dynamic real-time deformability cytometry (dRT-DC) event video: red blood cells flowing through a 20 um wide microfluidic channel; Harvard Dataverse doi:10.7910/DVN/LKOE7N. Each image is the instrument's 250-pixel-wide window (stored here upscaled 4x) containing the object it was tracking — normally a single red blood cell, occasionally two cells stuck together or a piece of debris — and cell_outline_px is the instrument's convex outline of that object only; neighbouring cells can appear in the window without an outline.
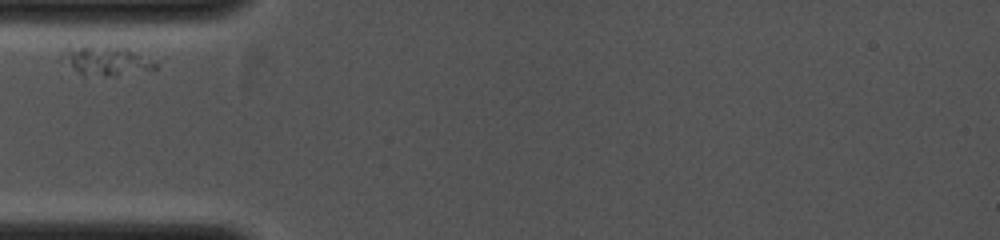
{"species": "common noctule bat (a hibernating species)", "species_latin": "Nyctalus noctula", "temperature_condition": "cold", "stored_images_in_passage": 2, "camera_frame_rate_fps": 4000, "um_per_image_px": 0.085, "animal": {"sex": "female", "body_mass_g": 19.0, "forearm_length_mm": 53.3}, "frame": {"image": 1, "passage_image": 1, "time_ms": 0.0, "image_size_px": [1000, 240], "cell_outline_px": [[160, 68], [116, 76], [84, 76], [60, 56], [60, 52], [84, 48], [124, 48], [156, 64]], "centroid_in_image_um": [9.07, 5.25], "position_along_channel_um": 75.9, "area_um2": 14.51}}